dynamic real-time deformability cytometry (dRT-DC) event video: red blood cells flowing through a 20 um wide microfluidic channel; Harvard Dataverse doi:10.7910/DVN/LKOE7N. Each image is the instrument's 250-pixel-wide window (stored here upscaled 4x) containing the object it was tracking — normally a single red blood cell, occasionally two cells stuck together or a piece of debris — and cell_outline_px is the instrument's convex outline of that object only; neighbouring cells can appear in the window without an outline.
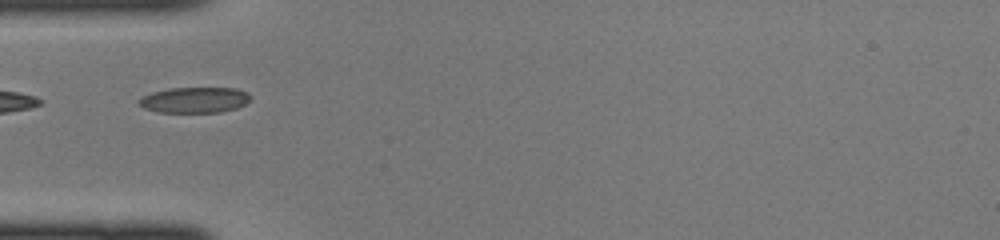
{"species": "common noctule bat (a hibernating species)", "species_latin": "Nyctalus noctula", "temperature_condition": "cold", "stored_images_in_passage": 9, "camera_frame_rate_fps": 3000, "um_per_image_px": 0.085, "animal": {"sex": "female", "body_mass_g": 22.0, "forearm_length_mm": 56.7}, "frame": {"image": 1, "passage_image": 1, "time_ms": 0.0, "image_size_px": [1000, 240], "cell_outline_px": [[252, 100], [236, 108], [220, 112], [156, 112], [144, 108], [136, 100], [152, 92], [168, 88], [236, 88], [248, 92], [252, 96]], "centroid_in_image_um": [16.56, 8.49], "position_along_channel_um": 68.4, "area_um2": 16.82}}
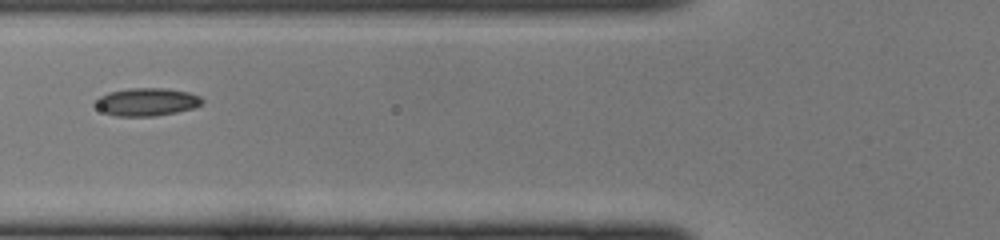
{"frame": {"image": 2, "passage_image": 4, "time_ms": 1.0, "image_size_px": [1000, 240], "cell_outline_px": [[204, 100], [200, 104], [192, 108], [176, 112], [156, 116], [116, 116], [104, 112], [92, 104], [100, 96], [108, 92], [128, 88], [168, 88], [188, 92], [200, 96]], "centroid_in_image_um": [12.45, 8.65], "position_along_channel_um": 113.4, "area_um2": 17.4}}